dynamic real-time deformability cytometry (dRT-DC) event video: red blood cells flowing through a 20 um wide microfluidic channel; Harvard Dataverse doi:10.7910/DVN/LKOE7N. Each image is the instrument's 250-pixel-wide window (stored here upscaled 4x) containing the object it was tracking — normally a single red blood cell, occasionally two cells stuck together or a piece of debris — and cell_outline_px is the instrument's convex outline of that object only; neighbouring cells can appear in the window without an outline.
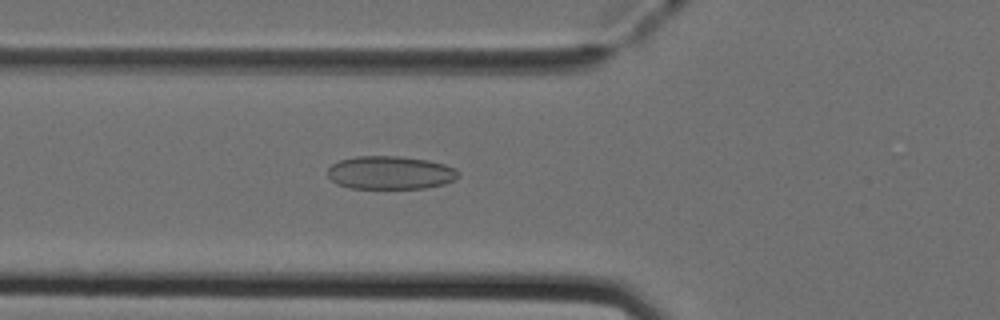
{"species": "Egyptian fruit bat (a non-hibernating species)", "species_latin": "Rousettus aegyptiacus", "temperature_condition": "cold", "stored_images_in_passage": 42, "camera_frame_rate_fps": 3000, "um_per_image_px": 0.085, "animal": {"sex": "female"}, "frame": {"image": 1, "passage_image": 13, "time_ms": 4.0, "image_size_px": [1000, 320], "cell_outline_px": [[460, 176], [456, 180], [444, 184], [424, 188], [348, 188], [336, 184], [328, 176], [328, 168], [332, 164], [340, 160], [356, 156], [400, 156], [428, 160], [444, 164], [456, 168], [460, 172]], "centroid_in_image_um": [33.2, 14.68], "position_along_channel_um": 92.6, "area_um2": 25.55}}
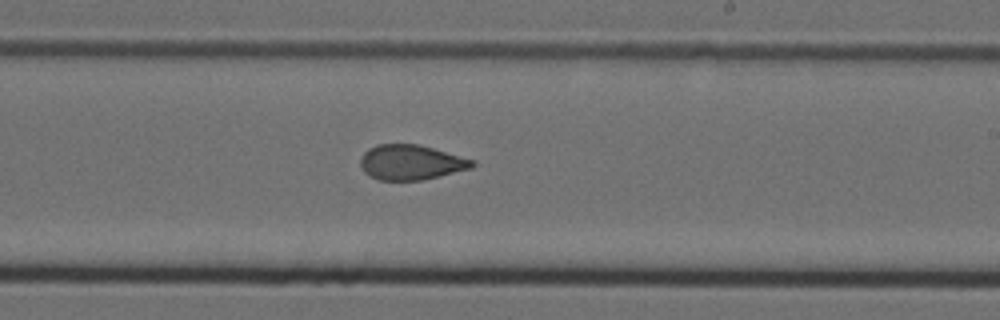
{"frame": {"image": 2, "passage_image": 25, "time_ms": 8.0, "image_size_px": [1000, 320], "cell_outline_px": [[476, 164], [472, 168], [420, 180], [376, 180], [364, 172], [360, 164], [360, 156], [368, 148], [376, 144], [420, 144], [476, 160]], "centroid_in_image_um": [34.92, 13.78], "position_along_channel_um": 254.1, "area_um2": 23.0}}
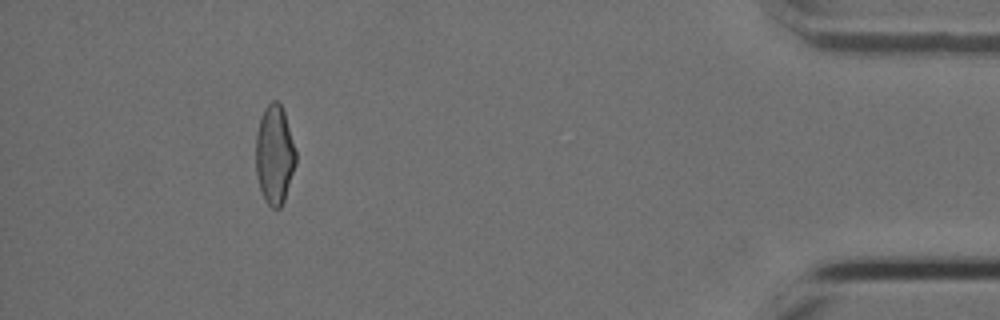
{"frame": {"image": 3, "passage_image": 41, "time_ms": 13.333, "image_size_px": [1000, 320], "cell_outline_px": [[296, 164], [284, 200], [280, 208], [272, 208], [264, 200], [256, 176], [256, 132], [264, 108], [272, 100], [276, 100], [280, 104], [284, 112], [296, 152]], "centroid_in_image_um": [23.33, 13.17], "position_along_channel_um": 411.9, "area_um2": 23.0}}